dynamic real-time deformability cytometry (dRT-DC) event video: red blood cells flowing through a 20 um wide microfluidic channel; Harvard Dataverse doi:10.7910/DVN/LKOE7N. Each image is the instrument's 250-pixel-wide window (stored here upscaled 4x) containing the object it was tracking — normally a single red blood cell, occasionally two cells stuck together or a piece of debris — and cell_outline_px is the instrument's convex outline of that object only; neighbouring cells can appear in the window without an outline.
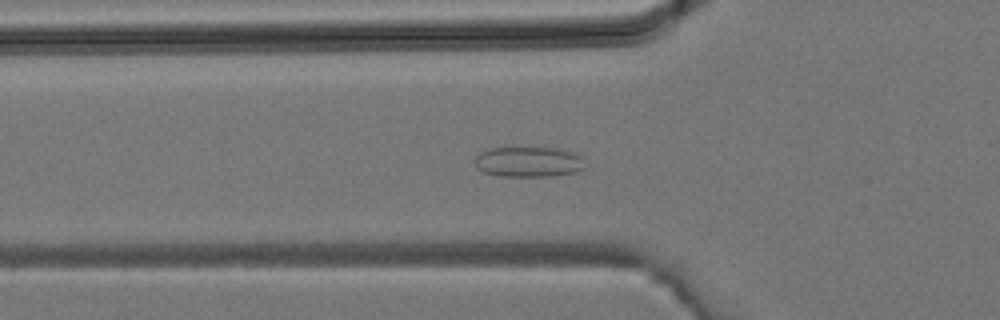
{"species": "common noctule bat (a hibernating species)", "species_latin": "Nyctalus noctula", "temperature_condition": "room temperature", "stored_images_in_passage": 34, "camera_frame_rate_fps": 3000, "um_per_image_px": 0.085, "animal": {"sex": "male", "body_mass_g": 19.2, "forearm_length_mm": 51.8}, "frame": {"image": 1, "passage_image": 9, "time_ms": 2.667, "image_size_px": [1000, 320], "cell_outline_px": [[584, 168], [576, 172], [552, 176], [500, 176], [484, 172], [476, 168], [476, 156], [480, 152], [492, 148], [556, 148], [572, 152], [580, 156]], "centroid_in_image_um": [44.91, 13.76], "position_along_channel_um": 80.9, "area_um2": 19.25}}
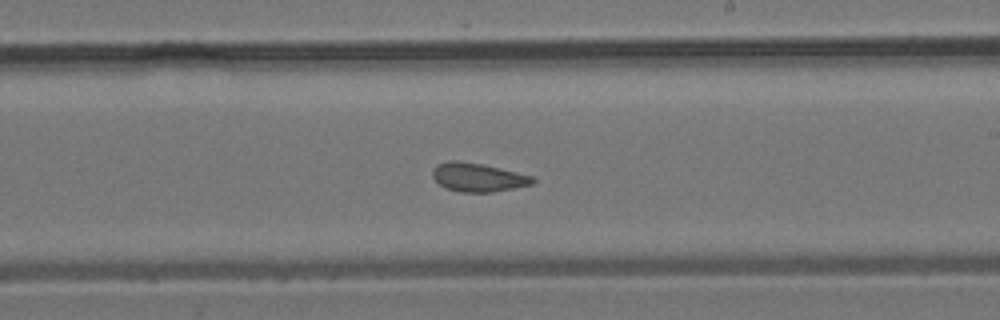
{"frame": {"image": 2, "passage_image": 18, "time_ms": 5.667, "image_size_px": [1000, 320], "cell_outline_px": [[536, 180], [532, 184], [492, 192], [460, 192], [444, 188], [432, 176], [432, 168], [436, 164], [448, 160], [460, 160], [480, 164], [532, 176]], "centroid_in_image_um": [40.55, 15.07], "position_along_channel_um": 248.4, "area_um2": 16.59}}
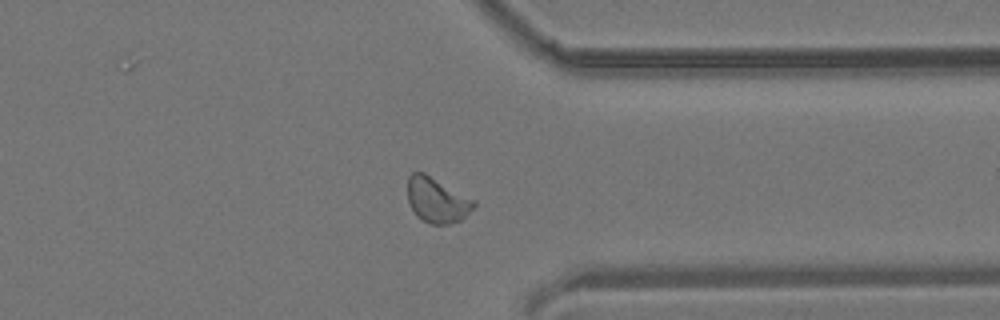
{"frame": {"image": 3, "passage_image": 25, "time_ms": 8.0, "image_size_px": [1000, 320], "cell_outline_px": [[476, 204], [460, 220], [448, 224], [428, 224], [416, 216], [408, 200], [408, 176], [412, 172], [424, 172], [476, 200]], "centroid_in_image_um": [37.13, 17.0], "position_along_channel_um": 374.3, "area_um2": 17.4}}